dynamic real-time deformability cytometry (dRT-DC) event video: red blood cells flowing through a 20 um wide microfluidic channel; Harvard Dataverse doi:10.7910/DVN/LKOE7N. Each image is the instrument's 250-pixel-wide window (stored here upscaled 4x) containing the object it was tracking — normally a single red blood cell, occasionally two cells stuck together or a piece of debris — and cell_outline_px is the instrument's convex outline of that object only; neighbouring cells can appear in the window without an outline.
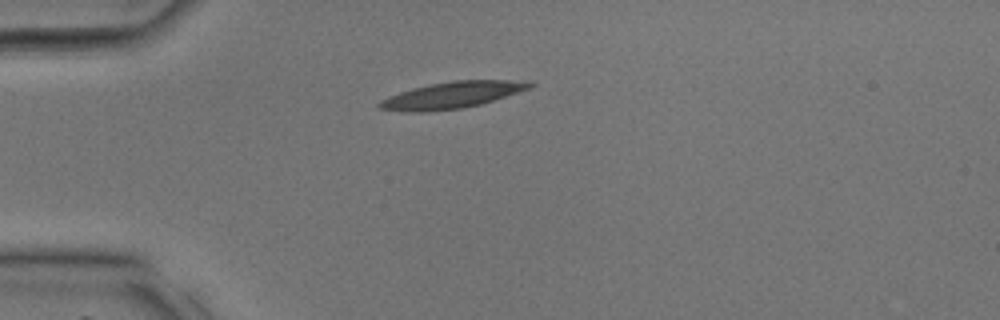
{"species": "common noctule bat (a hibernating species)", "species_latin": "Nyctalus noctula", "temperature_condition": "room temperature", "stored_images_in_passage": 28, "camera_frame_rate_fps": 3000, "um_per_image_px": 0.085, "animal": {"sex": "male", "body_mass_g": 17.9, "forearm_length_mm": 54.2}, "frame": {"image": 1, "passage_image": 1, "time_ms": 0.0, "image_size_px": [1000, 320], "cell_outline_px": [[536, 84], [528, 88], [480, 104], [460, 108], [424, 112], [404, 112], [380, 108], [376, 104], [380, 100], [388, 96], [412, 88], [428, 84], [452, 80], [524, 80]], "centroid_in_image_um": [38.35, 8.07], "position_along_channel_um": 46.7, "area_um2": 23.06}}
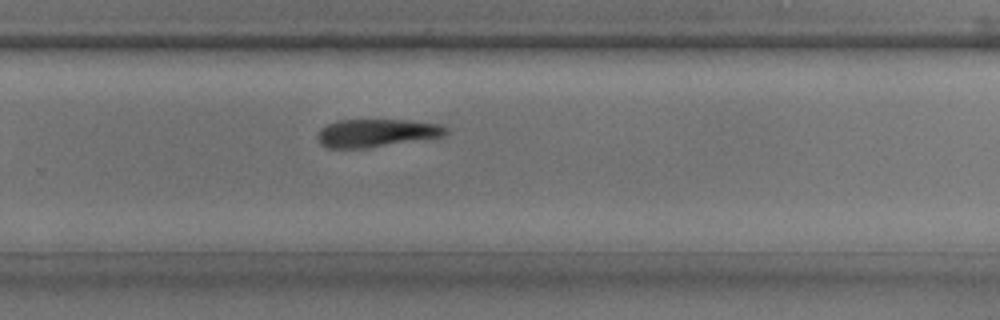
{"frame": {"image": 2, "passage_image": 16, "time_ms": 5.0, "image_size_px": [1000, 320], "cell_outline_px": [[448, 136], [368, 148], [328, 148], [320, 144], [316, 136], [320, 128], [328, 124], [340, 120], [408, 120], [440, 124], [448, 128]], "centroid_in_image_um": [32.04, 11.31], "position_along_channel_um": 297.8, "area_um2": 21.21}}
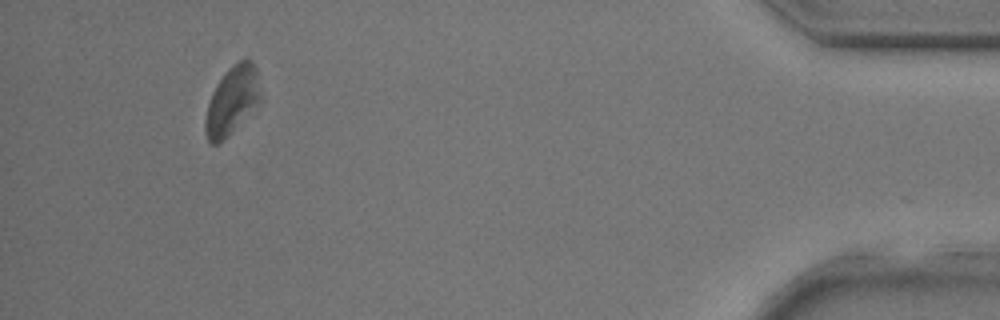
{"frame": {"image": 3, "passage_image": 26, "time_ms": 8.333, "image_size_px": [1000, 320], "cell_outline_px": [[260, 100], [224, 140], [216, 144], [212, 144], [208, 140], [204, 132], [204, 120], [208, 104], [212, 92], [228, 68], [240, 60], [252, 60], [256, 68], [260, 96]], "centroid_in_image_um": [19.68, 8.56], "position_along_channel_um": 415.5, "area_um2": 21.33}}